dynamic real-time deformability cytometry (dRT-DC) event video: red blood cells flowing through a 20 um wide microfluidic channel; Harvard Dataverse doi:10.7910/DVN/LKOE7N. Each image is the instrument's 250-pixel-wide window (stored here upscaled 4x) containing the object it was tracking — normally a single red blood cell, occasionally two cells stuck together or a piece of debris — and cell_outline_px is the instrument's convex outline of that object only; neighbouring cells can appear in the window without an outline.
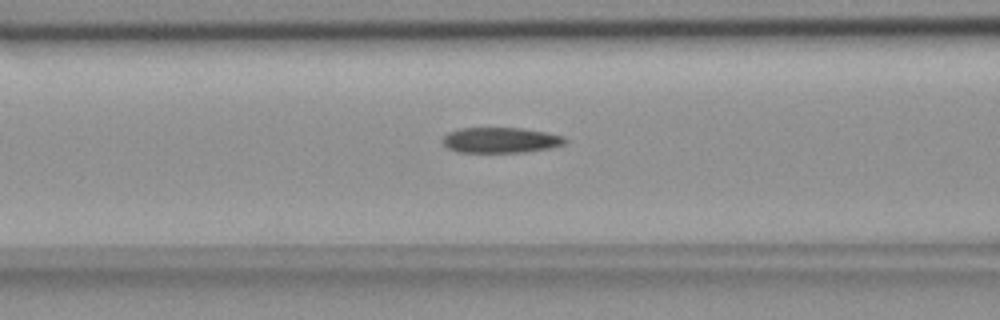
{"species": "common noctule bat (a hibernating species)", "species_latin": "Nyctalus noctula", "temperature_condition": "room temperature", "stored_images_in_passage": 54, "camera_frame_rate_fps": 3000, "um_per_image_px": 0.085, "animal": {"sex": "female", "body_mass_g": 18.4}, "frame": {"image": 1, "passage_image": 21, "time_ms": 6.667, "image_size_px": [1000, 320], "cell_outline_px": [[568, 140], [564, 144], [548, 148], [524, 152], [456, 152], [448, 148], [440, 140], [448, 132], [460, 128], [520, 128], [544, 132], [564, 136]], "centroid_in_image_um": [42.52, 11.91], "position_along_channel_um": 124.1, "area_um2": 18.15}}
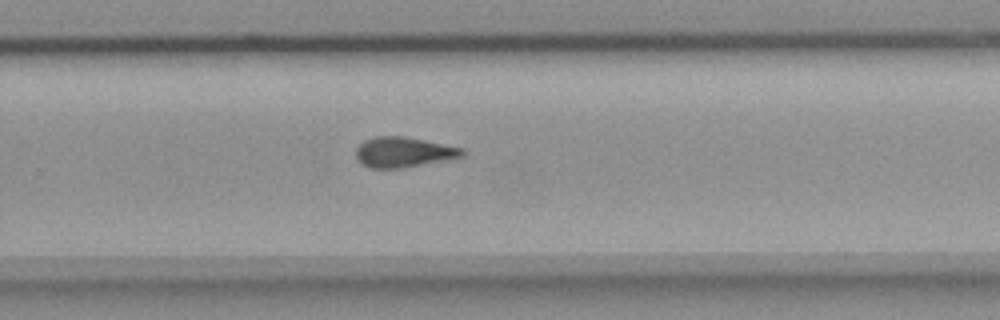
{"frame": {"image": 2, "passage_image": 35, "time_ms": 11.333, "image_size_px": [1000, 320], "cell_outline_px": [[468, 152], [464, 156], [404, 168], [368, 168], [356, 156], [356, 148], [364, 140], [376, 136], [404, 136], [464, 148]], "centroid_in_image_um": [34.33, 12.93], "position_along_channel_um": 295.5, "area_um2": 18.73}}
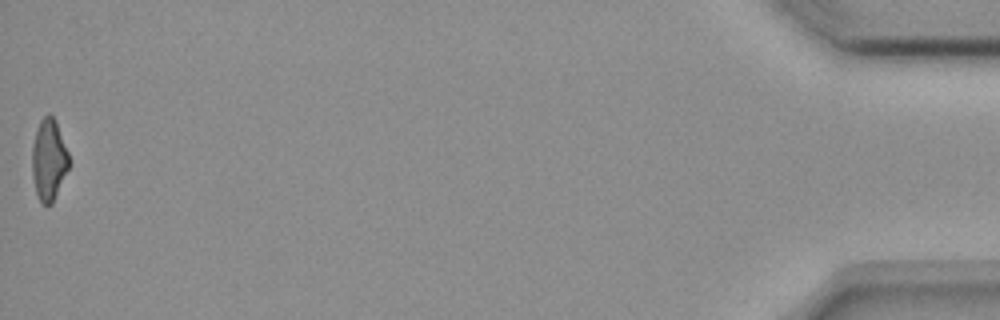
{"frame": {"image": 3, "passage_image": 54, "time_ms": 17.667, "image_size_px": [1000, 320], "cell_outline_px": [[68, 168], [52, 204], [40, 204], [36, 192], [32, 176], [32, 144], [40, 120], [48, 112], [56, 120], [68, 152]], "centroid_in_image_um": [4.13, 13.57], "position_along_channel_um": 431.1, "area_um2": 17.4}, "authors_computed_cell_mechanics": {"area_um2": 18.7272, "velocity_mm_per_s": 3.6895, "shape_relaxation_time_tau1_ms": null, "shape_relaxation_time_tau2_ms": 4.4544, "deformation_change_tau1": null, "deformation_change_tau2": 0.1302}}